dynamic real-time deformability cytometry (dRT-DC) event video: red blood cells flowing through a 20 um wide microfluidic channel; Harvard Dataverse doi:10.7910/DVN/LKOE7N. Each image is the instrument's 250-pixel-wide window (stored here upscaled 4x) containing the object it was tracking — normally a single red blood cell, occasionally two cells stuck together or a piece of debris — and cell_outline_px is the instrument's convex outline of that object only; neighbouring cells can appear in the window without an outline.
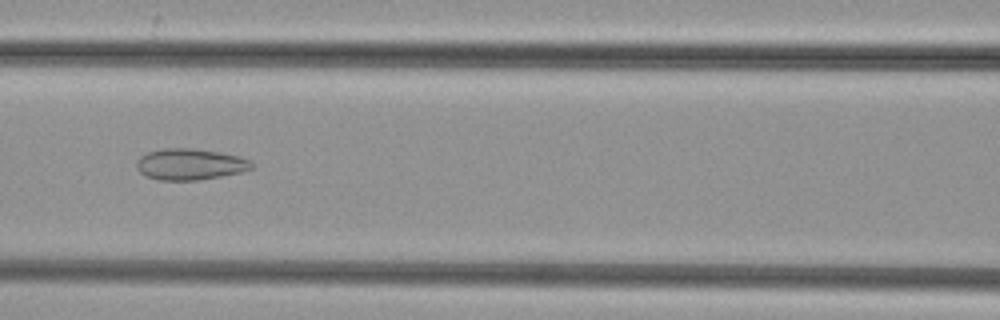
{"species": "common noctule bat (a hibernating species)", "species_latin": "Nyctalus noctula", "temperature_condition": "cold", "stored_images_in_passage": 42, "camera_frame_rate_fps": 3000, "um_per_image_px": 0.085, "animal": {"sex": "female", "body_mass_g": 29.2, "forearm_length_mm": 56.3}, "frame": {"image": 1, "passage_image": 14, "time_ms": 4.333, "image_size_px": [1000, 320], "cell_outline_px": [[256, 164], [252, 168], [240, 172], [200, 180], [156, 180], [144, 176], [136, 168], [136, 160], [140, 156], [148, 152], [164, 148], [192, 148], [220, 152], [236, 156], [248, 160]], "centroid_in_image_um": [16.1, 13.96], "position_along_channel_um": 150.5, "area_um2": 21.04}}
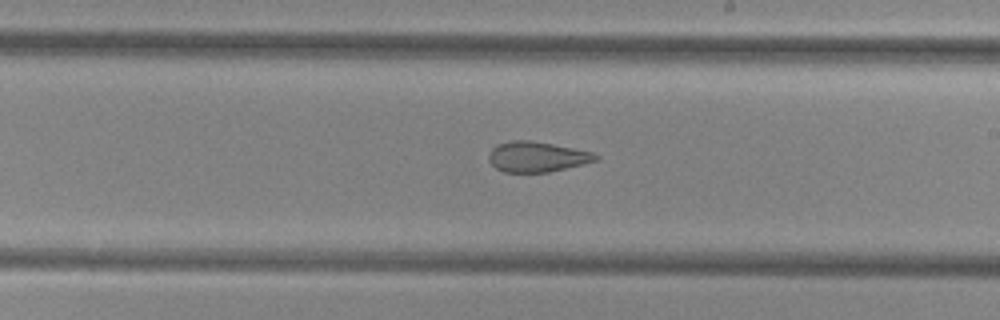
{"frame": {"image": 2, "passage_image": 21, "time_ms": 6.667, "image_size_px": [1000, 320], "cell_outline_px": [[600, 160], [548, 172], [504, 172], [496, 168], [488, 160], [488, 152], [496, 144], [512, 140], [532, 140], [592, 152], [600, 156]], "centroid_in_image_um": [45.62, 13.32], "position_along_channel_um": 243.4, "area_um2": 18.96}}
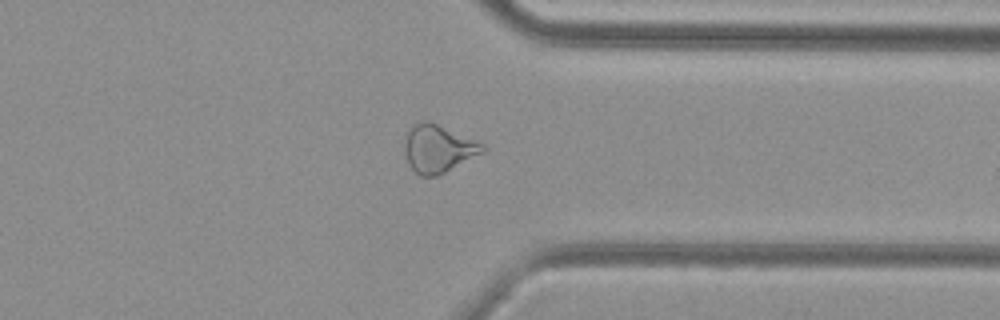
{"frame": {"image": 3, "passage_image": 31, "time_ms": 10.0, "image_size_px": [1000, 320], "cell_outline_px": [[488, 148], [484, 152], [436, 176], [420, 176], [408, 164], [404, 152], [404, 144], [408, 132], [420, 120], [428, 120], [476, 140], [484, 144]], "centroid_in_image_um": [37.25, 12.63], "position_along_channel_um": 374.1, "area_um2": 21.5}}